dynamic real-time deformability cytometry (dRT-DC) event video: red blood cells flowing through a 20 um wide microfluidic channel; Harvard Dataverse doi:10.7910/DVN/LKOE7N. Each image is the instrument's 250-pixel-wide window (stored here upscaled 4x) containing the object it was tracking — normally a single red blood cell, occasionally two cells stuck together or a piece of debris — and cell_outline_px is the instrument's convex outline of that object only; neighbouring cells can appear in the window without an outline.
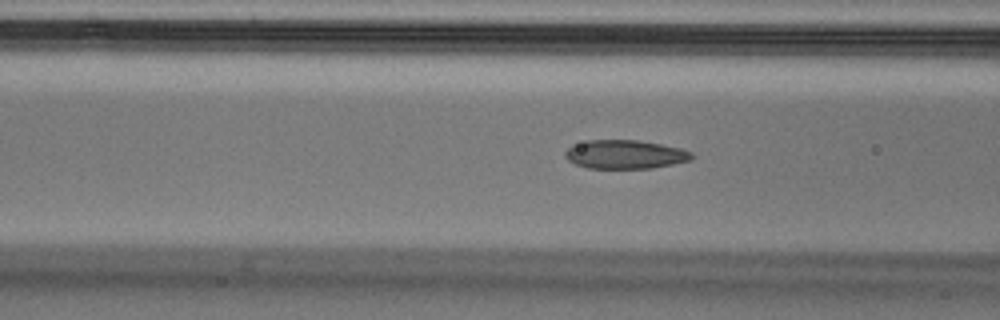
{"species": "Egyptian fruit bat (a non-hibernating species)", "species_latin": "Rousettus aegyptiacus", "temperature_condition": "cold", "stored_images_in_passage": 47, "camera_frame_rate_fps": 3000, "um_per_image_px": 0.085, "animal": {"sex": "male"}, "frame": {"image": 1, "passage_image": 19, "time_ms": 6.0, "image_size_px": [1000, 320], "cell_outline_px": [[692, 160], [652, 168], [588, 168], [576, 164], [568, 160], [564, 156], [564, 152], [568, 148], [588, 140], [636, 140], [660, 144], [680, 148], [692, 152]], "centroid_in_image_um": [53.14, 13.13], "position_along_channel_um": 113.5, "area_um2": 20.98}}
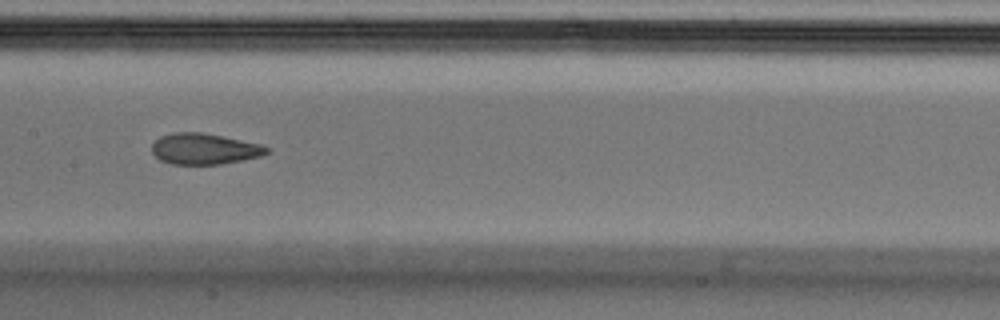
{"frame": {"image": 2, "passage_image": 25, "time_ms": 8.0, "image_size_px": [1000, 320], "cell_outline_px": [[272, 148], [268, 152], [260, 156], [244, 160], [220, 164], [172, 164], [160, 160], [152, 152], [152, 144], [160, 136], [172, 132], [200, 132], [260, 144]], "centroid_in_image_um": [17.36, 12.65], "position_along_channel_um": 190.0, "area_um2": 20.63}}
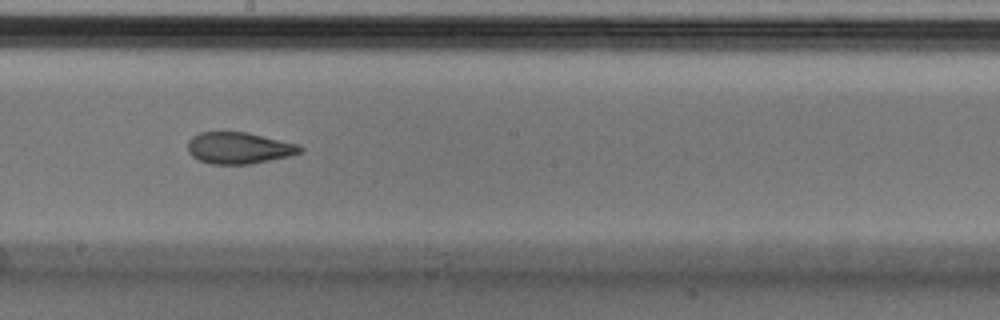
{"frame": {"image": 3, "passage_image": 28, "time_ms": 9.0, "image_size_px": [1000, 320], "cell_outline_px": [[304, 148], [300, 152], [288, 156], [252, 164], [212, 164], [200, 160], [192, 156], [188, 152], [188, 140], [192, 136], [200, 132], [248, 132], [300, 144]], "centroid_in_image_um": [20.32, 12.57], "position_along_channel_um": 227.9, "area_um2": 20.75}}